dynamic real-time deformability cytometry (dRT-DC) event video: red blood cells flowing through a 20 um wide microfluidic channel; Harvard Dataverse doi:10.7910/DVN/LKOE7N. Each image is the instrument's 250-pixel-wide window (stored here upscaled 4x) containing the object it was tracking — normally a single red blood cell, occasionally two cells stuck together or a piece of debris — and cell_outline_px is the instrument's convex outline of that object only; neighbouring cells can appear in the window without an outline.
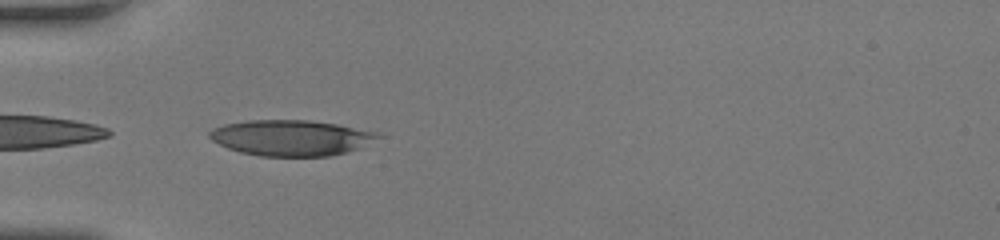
{"species": "human", "species_latin": "Homo sapiens", "temperature_condition": "room temperature", "stored_images_in_passage": 34, "camera_frame_rate_fps": 3000, "um_per_image_px": 0.085, "donor": {"sex": "female"}, "frame": {"image": 1, "passage_image": 1, "time_ms": 0.0, "image_size_px": [1000, 240], "cell_outline_px": [[384, 136], [356, 148], [344, 152], [328, 156], [260, 156], [240, 152], [228, 148], [212, 140], [208, 136], [208, 132], [212, 128], [224, 124], [248, 120], [308, 120], [336, 124], [380, 132]], "centroid_in_image_um": [24.72, 11.7], "position_along_channel_um": 60.3, "area_um2": 34.97}}
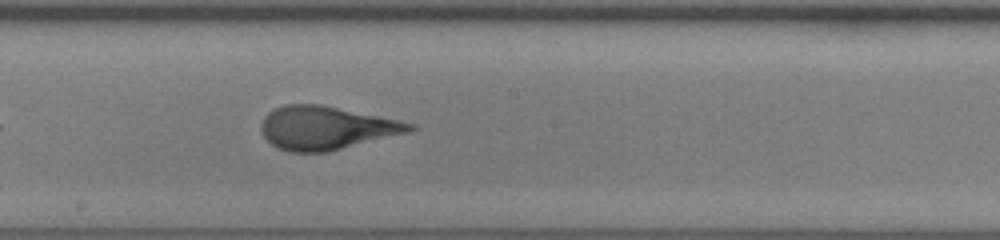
{"frame": {"image": 2, "passage_image": 13, "time_ms": 4.0, "image_size_px": [1000, 240], "cell_outline_px": [[416, 128], [408, 132], [328, 152], [288, 152], [276, 148], [264, 136], [260, 128], [260, 124], [264, 116], [268, 112], [284, 104], [320, 104], [400, 120], [416, 124]], "centroid_in_image_um": [27.7, 10.87], "position_along_channel_um": 220.5, "area_um2": 37.51}}
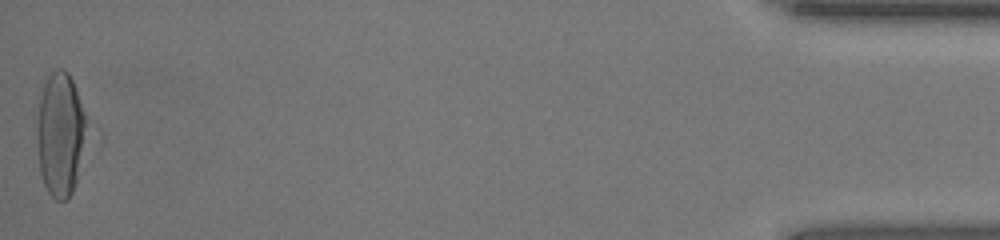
{"frame": {"image": 3, "passage_image": 34, "time_ms": 11.0, "image_size_px": [1000, 240], "cell_outline_px": [[84, 124], [76, 184], [72, 192], [64, 200], [56, 200], [48, 192], [44, 184], [40, 172], [36, 140], [36, 128], [40, 100], [44, 84], [48, 76], [56, 68], [60, 68], [68, 72], [72, 80], [84, 112]], "centroid_in_image_um": [5.06, 11.41], "position_along_channel_um": 430.1, "area_um2": 34.68}, "authors_computed_cell_mechanics": {"area_um2": 36.8764, "velocity_mm_per_s": 4.2759, "shape_relaxation_time_tau1_ms": 4.4549, "shape_relaxation_time_tau2_ms": null, "deformation_change_tau1": 0.214, "deformation_change_tau2": null}}